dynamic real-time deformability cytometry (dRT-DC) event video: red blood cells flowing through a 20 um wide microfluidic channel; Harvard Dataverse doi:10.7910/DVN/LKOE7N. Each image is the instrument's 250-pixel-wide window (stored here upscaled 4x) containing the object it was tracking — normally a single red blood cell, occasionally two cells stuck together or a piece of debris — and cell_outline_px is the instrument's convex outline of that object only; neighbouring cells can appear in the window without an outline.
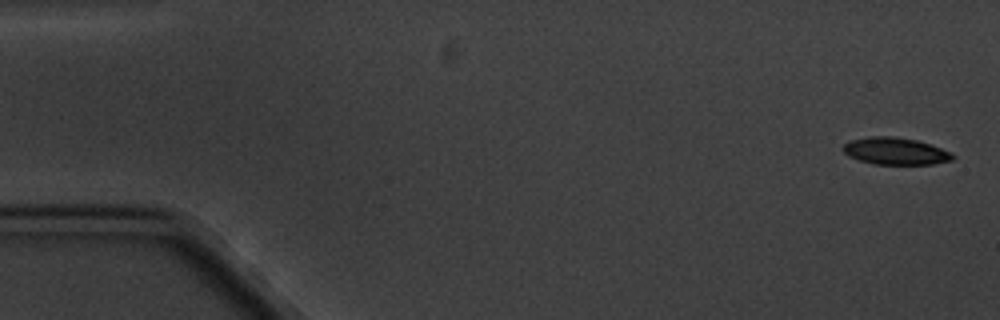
{"species": "common noctule bat (a hibernating species)", "species_latin": "Nyctalus noctula", "temperature_condition": "cold", "stored_images_in_passage": 5, "camera_frame_rate_fps": 3000, "um_per_image_px": 0.085, "animal": {"sex": "male", "body_mass_g": 20.1, "forearm_length_mm": 53.5}, "frame": {"image": 1, "passage_image": 1, "time_ms": 0.0, "image_size_px": [1000, 320], "cell_outline_px": [[956, 156], [952, 160], [932, 164], [876, 164], [860, 160], [848, 156], [840, 148], [848, 140], [872, 136], [892, 136], [916, 140], [952, 152]], "centroid_in_image_um": [76.08, 12.84], "position_along_channel_um": 8.9, "area_um2": 17.28}}
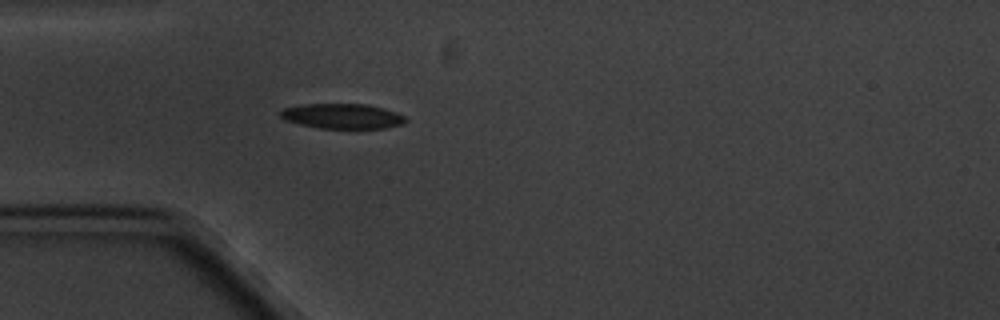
{"frame": {"image": 2, "passage_image": 5, "time_ms": 5.0, "image_size_px": [1000, 320], "cell_outline_px": [[408, 120], [404, 124], [384, 128], [320, 128], [300, 124], [284, 120], [280, 116], [280, 112], [284, 108], [304, 104], [368, 104], [384, 108], [396, 112], [404, 116]], "centroid_in_image_um": [29.13, 9.87], "position_along_channel_um": 55.9, "area_um2": 18.26}}